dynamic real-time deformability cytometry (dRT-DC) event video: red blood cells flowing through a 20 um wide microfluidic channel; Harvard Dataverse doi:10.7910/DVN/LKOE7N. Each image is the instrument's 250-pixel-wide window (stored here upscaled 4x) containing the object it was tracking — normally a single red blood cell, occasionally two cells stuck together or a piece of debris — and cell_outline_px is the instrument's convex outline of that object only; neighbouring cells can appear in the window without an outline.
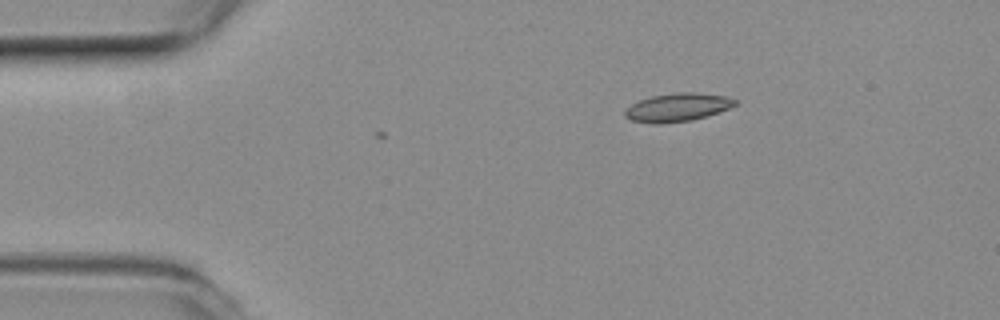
{"species": "common noctule bat (a hibernating species)", "species_latin": "Nyctalus noctula", "temperature_condition": "room temperature", "stored_images_in_passage": 9, "camera_frame_rate_fps": 3000, "um_per_image_px": 0.085, "animal": {"sex": "female", "body_mass_g": 19.3, "forearm_length_mm": 54.1}, "frame": {"image": 1, "passage_image": 9, "time_ms": 2.667, "image_size_px": [1000, 320], "cell_outline_px": [[736, 104], [728, 108], [692, 120], [660, 124], [652, 124], [632, 120], [624, 116], [624, 112], [632, 104], [640, 100], [652, 96], [676, 92], [692, 92], [728, 96], [736, 100]], "centroid_in_image_um": [57.56, 9.12], "position_along_channel_um": 27.4, "area_um2": 17.92}}